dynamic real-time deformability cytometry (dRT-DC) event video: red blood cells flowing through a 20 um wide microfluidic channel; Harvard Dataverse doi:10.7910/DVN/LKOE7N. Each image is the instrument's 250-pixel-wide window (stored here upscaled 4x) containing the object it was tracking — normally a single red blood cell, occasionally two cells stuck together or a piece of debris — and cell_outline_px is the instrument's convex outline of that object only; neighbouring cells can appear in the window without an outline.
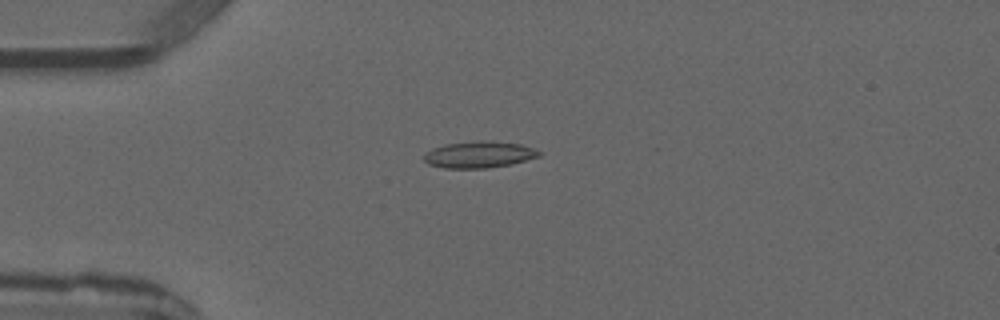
{"species": "common noctule bat (a hibernating species)", "species_latin": "Nyctalus noctula", "temperature_condition": "warm", "stored_images_in_passage": 4, "camera_frame_rate_fps": 3000, "um_per_image_px": 0.085, "animal": {"sex": "male", "forearm_length_mm": 52.5}, "frame": {"image": 1, "passage_image": 4, "time_ms": 3.333, "image_size_px": [1000, 320], "cell_outline_px": [[540, 156], [512, 164], [488, 168], [444, 168], [428, 164], [424, 160], [424, 156], [432, 148], [444, 144], [476, 140], [484, 140], [520, 144], [532, 148], [540, 152]], "centroid_in_image_um": [40.7, 13.14], "position_along_channel_um": 44.3, "area_um2": 17.8}}